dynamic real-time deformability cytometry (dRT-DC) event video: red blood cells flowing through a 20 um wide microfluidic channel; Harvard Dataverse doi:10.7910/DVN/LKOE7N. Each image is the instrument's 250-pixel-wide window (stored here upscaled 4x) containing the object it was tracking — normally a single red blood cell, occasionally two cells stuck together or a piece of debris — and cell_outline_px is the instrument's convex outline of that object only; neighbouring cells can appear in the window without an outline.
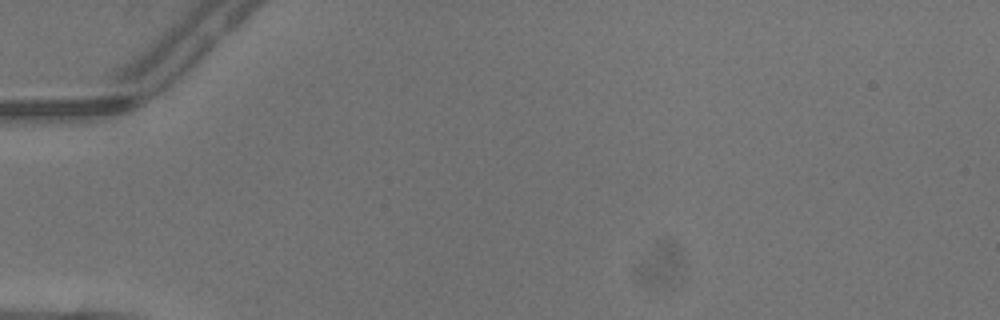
{"species": "common noctule bat (a hibernating species)", "species_latin": "Nyctalus noctula", "temperature_condition": "warm", "stored_images_in_passage": 3, "camera_frame_rate_fps": 3000, "um_per_image_px": 0.085, "animal": {"sex": "male", "body_mass_g": 13.3}, "frame": {"image": 1, "passage_image": 1, "time_ms": 0.0, "image_size_px": [1000, 320], "cell_outline_px": [[244, 36], [208, 80], [172, 108], [168, 104], [176, 72], [192, 52], [204, 40], [232, 32], [236, 32]], "centroid_in_image_um": [17.17, 5.55], "position_along_channel_um": 67.8, "area_um2": 16.18}}